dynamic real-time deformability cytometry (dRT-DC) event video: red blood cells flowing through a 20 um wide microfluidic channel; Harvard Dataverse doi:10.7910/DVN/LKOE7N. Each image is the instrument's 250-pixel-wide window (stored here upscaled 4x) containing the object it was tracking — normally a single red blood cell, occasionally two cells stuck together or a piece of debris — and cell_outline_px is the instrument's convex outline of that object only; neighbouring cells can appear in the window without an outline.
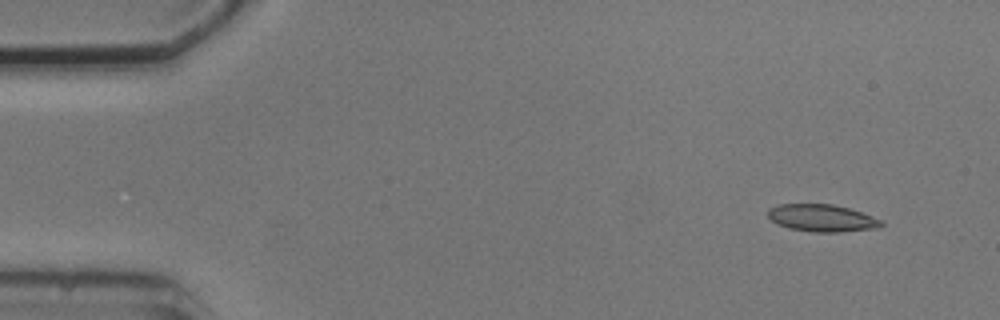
{"species": "common noctule bat (a hibernating species)", "species_latin": "Nyctalus noctula", "temperature_condition": "cold", "stored_images_in_passage": 5, "camera_frame_rate_fps": 3000, "um_per_image_px": 0.085, "animal": {"sex": "male", "body_mass_g": 20.5, "forearm_length_mm": 52.5}, "frame": {"image": 1, "passage_image": 1, "time_ms": 0.0, "image_size_px": [1000, 320], "cell_outline_px": [[884, 224], [880, 228], [840, 232], [812, 232], [788, 228], [776, 224], [768, 216], [768, 208], [776, 204], [832, 204], [848, 208], [872, 216], [880, 220]], "centroid_in_image_um": [69.84, 18.54], "position_along_channel_um": 15.2, "area_um2": 18.09}}
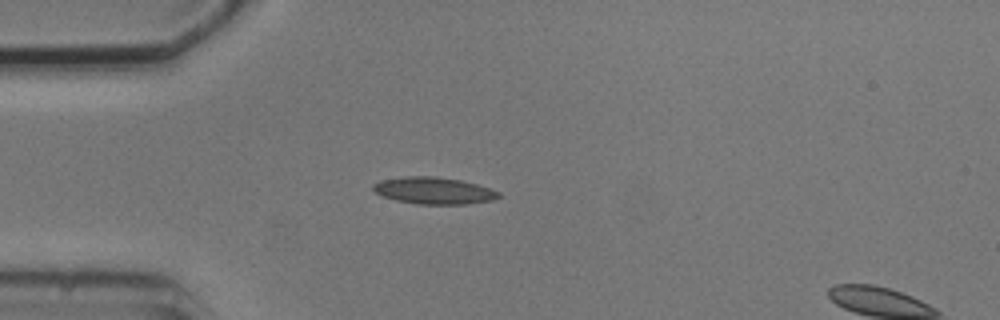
{"frame": {"image": 2, "passage_image": 4, "time_ms": 3.333, "image_size_px": [1000, 320], "cell_outline_px": [[500, 196], [492, 200], [468, 204], [416, 204], [396, 200], [384, 196], [376, 192], [372, 188], [372, 184], [380, 180], [404, 176], [436, 176], [460, 180], [476, 184], [500, 192]], "centroid_in_image_um": [36.85, 16.2], "position_along_channel_um": 48.1, "area_um2": 19.59}}